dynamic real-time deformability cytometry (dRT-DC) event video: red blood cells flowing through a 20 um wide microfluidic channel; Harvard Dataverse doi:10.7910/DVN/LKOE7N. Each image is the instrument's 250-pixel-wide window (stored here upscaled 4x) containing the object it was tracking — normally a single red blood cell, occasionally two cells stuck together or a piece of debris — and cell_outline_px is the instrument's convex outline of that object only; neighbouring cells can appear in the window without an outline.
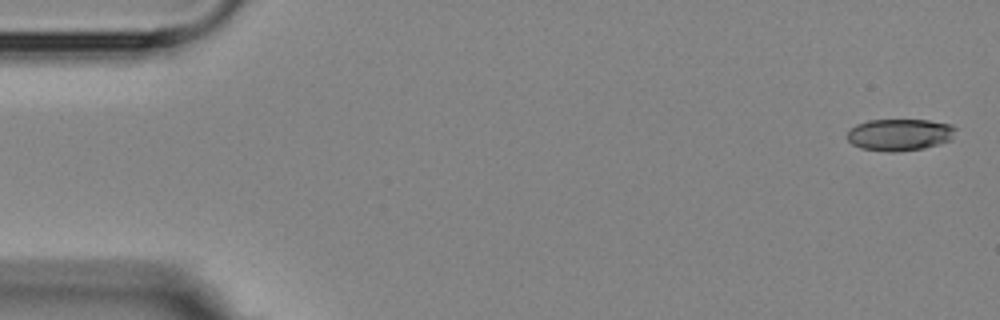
{"species": "Egyptian fruit bat (a non-hibernating species)", "species_latin": "Rousettus aegyptiacus", "temperature_condition": "room temperature", "stored_images_in_passage": 5, "camera_frame_rate_fps": 3000, "um_per_image_px": 0.085, "animal": {"sex": "female"}, "frame": {"image": 1, "passage_image": 1, "time_ms": 0.0, "image_size_px": [1000, 320], "cell_outline_px": [[956, 128], [952, 140], [924, 148], [896, 152], [888, 152], [860, 148], [852, 144], [848, 140], [848, 128], [856, 124], [868, 120], [928, 120], [952, 124]], "centroid_in_image_um": [76.47, 11.45], "position_along_channel_um": 8.5, "area_um2": 20.35}}
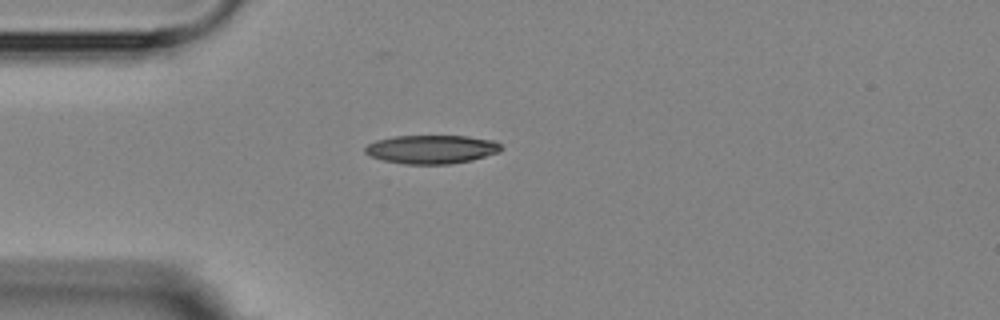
{"frame": {"image": 2, "passage_image": 4, "time_ms": 4.333, "image_size_px": [1000, 320], "cell_outline_px": [[504, 148], [500, 152], [472, 160], [448, 164], [404, 164], [384, 160], [372, 156], [364, 152], [364, 148], [368, 144], [376, 140], [396, 136], [468, 136], [496, 140]], "centroid_in_image_um": [36.73, 12.68], "position_along_channel_um": 48.3, "area_um2": 22.77}}